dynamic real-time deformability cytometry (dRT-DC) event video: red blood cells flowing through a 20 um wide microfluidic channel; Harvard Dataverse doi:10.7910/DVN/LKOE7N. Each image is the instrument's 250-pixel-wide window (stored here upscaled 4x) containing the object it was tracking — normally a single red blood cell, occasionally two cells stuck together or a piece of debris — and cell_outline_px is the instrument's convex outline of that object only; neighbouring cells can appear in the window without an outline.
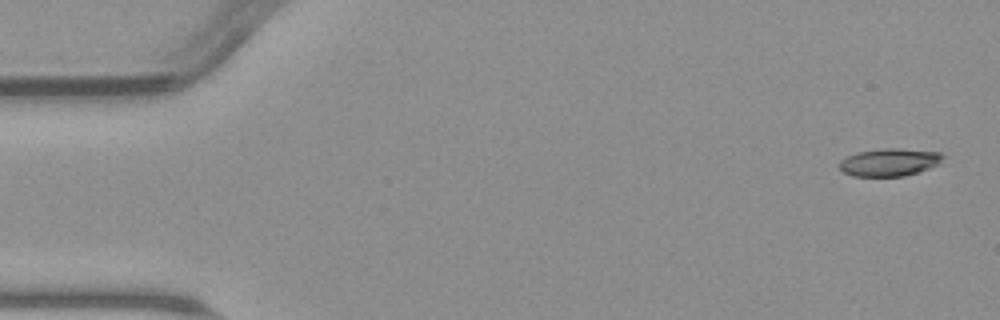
{"species": "common noctule bat (a hibernating species)", "species_latin": "Nyctalus noctula", "temperature_condition": "warm", "stored_images_in_passage": 4, "camera_frame_rate_fps": 3000, "um_per_image_px": 0.085, "animal": {"sex": "male", "body_mass_g": 23.1, "forearm_length_mm": 52.7}, "frame": {"image": 1, "passage_image": 1, "time_ms": 0.0, "image_size_px": [1000, 320], "cell_outline_px": [[944, 156], [940, 164], [904, 176], [852, 176], [844, 172], [840, 168], [840, 160], [856, 152], [888, 148], [896, 148], [940, 152]], "centroid_in_image_um": [75.61, 13.79], "position_along_channel_um": 9.4, "area_um2": 16.53}}
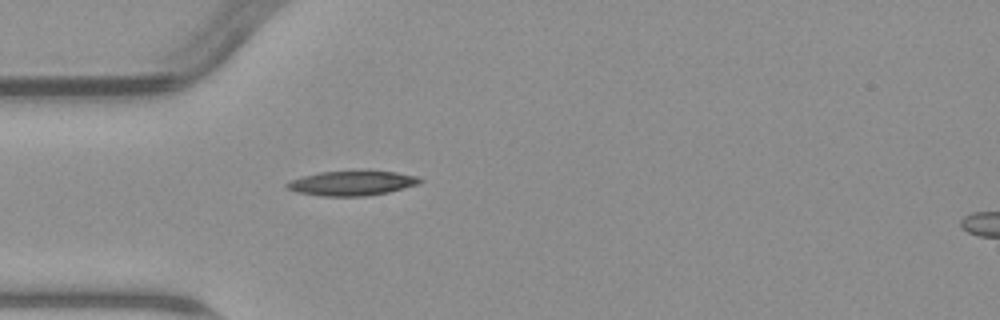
{"frame": {"image": 2, "passage_image": 4, "time_ms": 4.667, "image_size_px": [1000, 320], "cell_outline_px": [[424, 180], [420, 184], [388, 192], [364, 196], [324, 196], [296, 192], [288, 188], [284, 184], [292, 180], [304, 176], [320, 172], [364, 168], [368, 168], [396, 172], [416, 176]], "centroid_in_image_um": [29.98, 15.52], "position_along_channel_um": 55.0, "area_um2": 19.83}}